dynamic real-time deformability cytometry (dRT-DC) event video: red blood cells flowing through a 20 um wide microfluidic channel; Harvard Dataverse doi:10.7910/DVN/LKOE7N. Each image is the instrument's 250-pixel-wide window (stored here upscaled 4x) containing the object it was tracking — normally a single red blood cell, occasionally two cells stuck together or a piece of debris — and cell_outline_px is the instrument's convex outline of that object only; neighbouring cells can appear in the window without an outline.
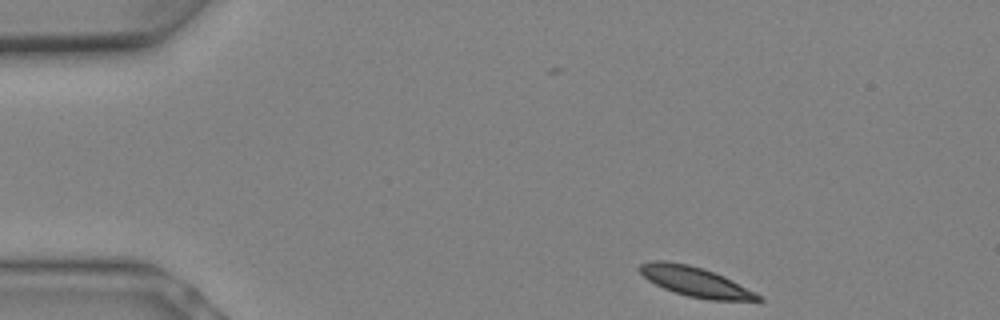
{"species": "Egyptian fruit bat (a non-hibernating species)", "species_latin": "Rousettus aegyptiacus", "temperature_condition": "warm", "stored_images_in_passage": 6, "camera_frame_rate_fps": 3000, "um_per_image_px": 0.085, "animal": {"sex": "female"}, "frame": {"image": 1, "passage_image": 1, "time_ms": 0.0, "image_size_px": [1000, 320], "cell_outline_px": [[764, 300], [708, 300], [688, 296], [664, 288], [648, 280], [640, 272], [640, 264], [652, 260], [664, 260], [688, 264], [704, 268], [724, 276], [764, 296]], "centroid_in_image_um": [59.14, 23.94], "position_along_channel_um": 25.9, "area_um2": 20.46}}
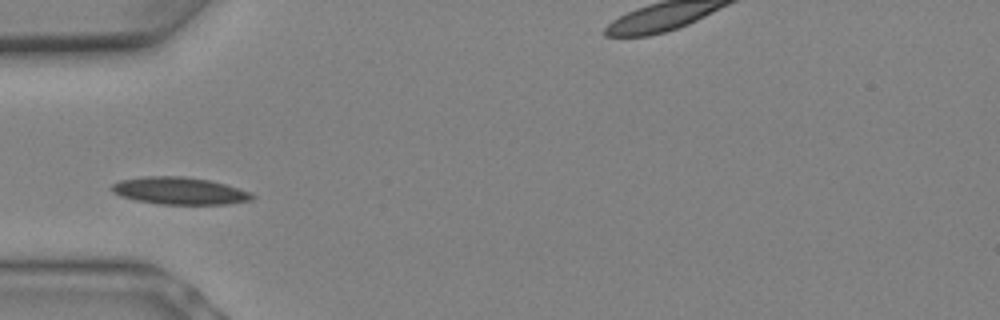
{"frame": {"image": 2, "passage_image": 5, "time_ms": 1.333, "image_size_px": [1000, 320], "cell_outline_px": [[256, 196], [252, 200], [228, 204], [160, 204], [136, 200], [120, 196], [112, 192], [112, 184], [120, 180], [144, 176], [184, 176], [208, 180], [224, 184], [248, 192]], "centroid_in_image_um": [15.23, 16.22], "position_along_channel_um": 69.8, "area_um2": 22.14}}